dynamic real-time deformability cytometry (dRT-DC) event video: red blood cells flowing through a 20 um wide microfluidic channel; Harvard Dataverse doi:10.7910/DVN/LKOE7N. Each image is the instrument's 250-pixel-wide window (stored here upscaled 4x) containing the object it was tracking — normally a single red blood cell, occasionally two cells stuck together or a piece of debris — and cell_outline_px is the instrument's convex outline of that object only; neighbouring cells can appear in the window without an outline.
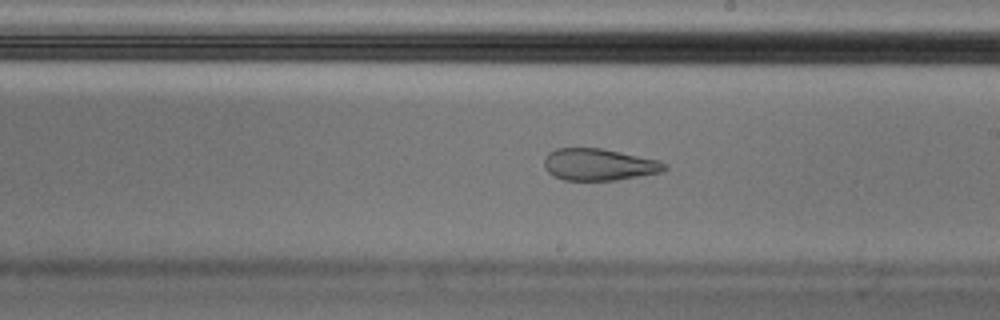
{"species": "Egyptian fruit bat (a non-hibernating species)", "species_latin": "Rousettus aegyptiacus", "temperature_condition": "cold", "stored_images_in_passage": 57, "camera_frame_rate_fps": 3000, "um_per_image_px": 0.085, "animal": {"sex": "male"}, "frame": {"image": 1, "passage_image": 33, "time_ms": 10.667, "image_size_px": [1000, 320], "cell_outline_px": [[668, 168], [660, 172], [616, 180], [564, 180], [548, 172], [544, 168], [544, 160], [548, 152], [556, 148], [604, 148], [660, 160], [668, 164]], "centroid_in_image_um": [50.93, 13.97], "position_along_channel_um": 238.1, "area_um2": 22.48}, "authors_computed_cell_mechanics": {"area_um2": 24.2182, "velocity_mm_per_s": 3.545, "shape_relaxation_time_tau1_ms": null, "shape_relaxation_time_tau2_ms": 1.8242, "deformation_change_tau1": null, "deformation_change_tau2": 0.0756}}